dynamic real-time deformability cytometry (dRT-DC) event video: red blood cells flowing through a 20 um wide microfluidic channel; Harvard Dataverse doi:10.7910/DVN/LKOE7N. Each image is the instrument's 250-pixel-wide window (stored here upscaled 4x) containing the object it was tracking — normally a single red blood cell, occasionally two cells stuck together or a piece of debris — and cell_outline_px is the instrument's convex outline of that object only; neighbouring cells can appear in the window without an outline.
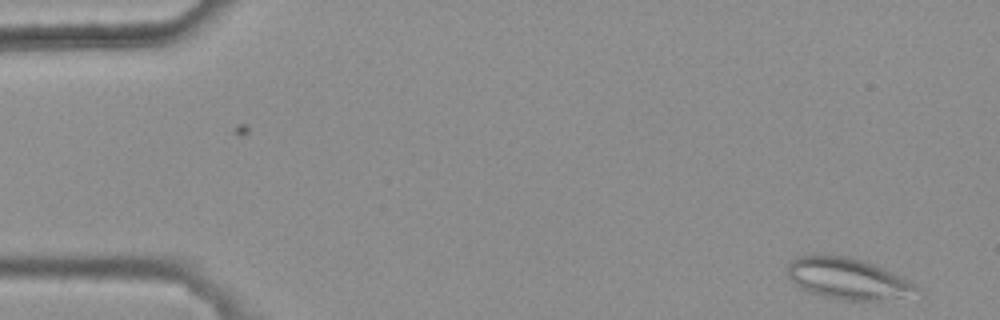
{"species": "common noctule bat (a hibernating species)", "species_latin": "Nyctalus noctula", "temperature_condition": "warm", "stored_images_in_passage": 4, "camera_frame_rate_fps": 3000, "um_per_image_px": 0.085, "animal": {"sex": "female", "body_mass_g": 25.1}, "frame": {"image": 1, "passage_image": 1, "time_ms": 0.0, "image_size_px": [1000, 320], "cell_outline_px": [[920, 288], [900, 296], [876, 300], [844, 300], [824, 296], [808, 292], [800, 288], [784, 272], [784, 268], [792, 260], [800, 256], [848, 256], [864, 260], [900, 276], [908, 280]], "centroid_in_image_um": [71.94, 23.67], "position_along_channel_um": 13.1, "area_um2": 30.23}}